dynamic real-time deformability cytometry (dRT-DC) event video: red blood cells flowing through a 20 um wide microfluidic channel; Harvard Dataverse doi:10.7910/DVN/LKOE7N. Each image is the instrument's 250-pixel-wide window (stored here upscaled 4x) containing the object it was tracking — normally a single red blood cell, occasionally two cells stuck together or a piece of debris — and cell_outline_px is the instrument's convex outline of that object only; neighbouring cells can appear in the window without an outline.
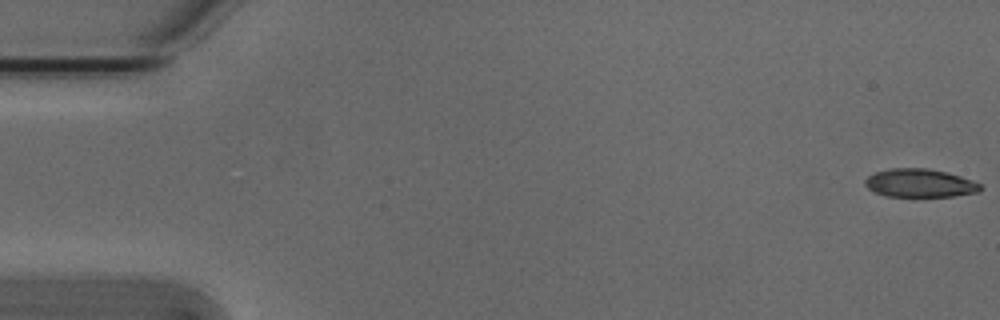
{"species": "Egyptian fruit bat (a non-hibernating species)", "species_latin": "Rousettus aegyptiacus", "temperature_condition": "cold", "stored_images_in_passage": 5, "camera_frame_rate_fps": 3000, "um_per_image_px": 0.085, "animal": {"sex": "male"}, "frame": {"image": 1, "passage_image": 1, "time_ms": 0.0, "image_size_px": [1000, 320], "cell_outline_px": [[984, 188], [980, 192], [952, 196], [884, 196], [868, 188], [864, 184], [864, 180], [868, 176], [876, 172], [892, 168], [928, 168], [948, 172], [972, 180], [980, 184]], "centroid_in_image_um": [78.21, 15.56], "position_along_channel_um": 6.8, "area_um2": 19.07}}
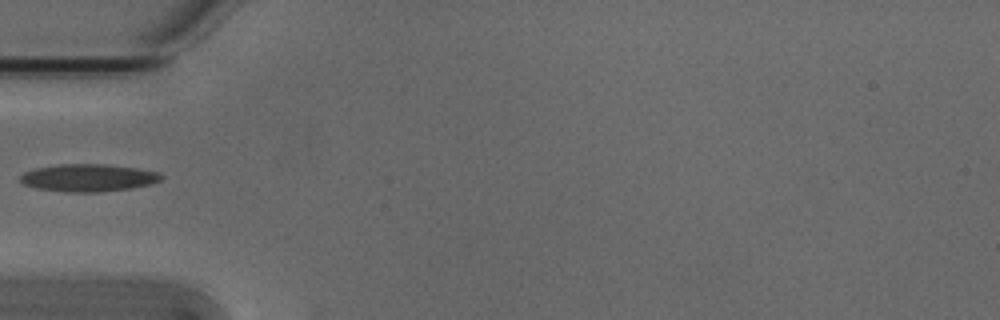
{"frame": {"image": 2, "passage_image": 5, "time_ms": 1.333, "image_size_px": [1000, 320], "cell_outline_px": [[164, 176], [160, 180], [152, 184], [132, 188], [100, 192], [68, 192], [36, 188], [24, 184], [20, 180], [20, 176], [24, 172], [36, 168], [60, 164], [104, 164], [136, 168], [160, 172]], "centroid_in_image_um": [7.54, 15.11], "position_along_channel_um": 77.5, "area_um2": 22.6}}